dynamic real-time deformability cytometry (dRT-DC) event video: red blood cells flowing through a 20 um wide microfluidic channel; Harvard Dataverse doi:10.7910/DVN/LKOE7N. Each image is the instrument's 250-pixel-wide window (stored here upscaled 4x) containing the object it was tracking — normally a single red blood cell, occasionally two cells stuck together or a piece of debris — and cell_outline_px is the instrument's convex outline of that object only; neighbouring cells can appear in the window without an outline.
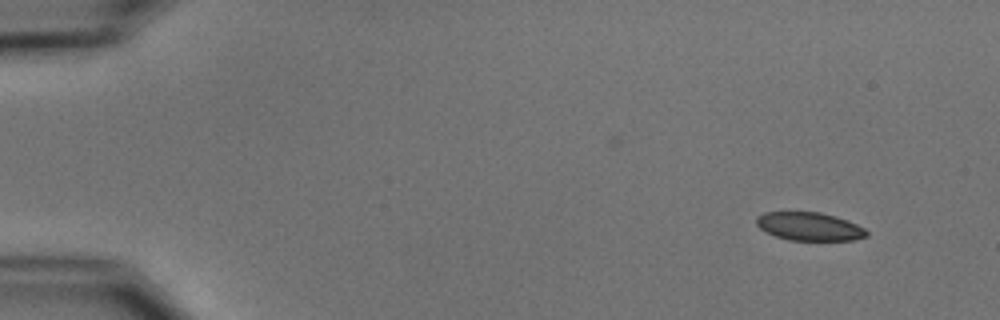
{"species": "common noctule bat (a hibernating species)", "species_latin": "Nyctalus noctula", "temperature_condition": "cold", "stored_images_in_passage": 3, "camera_frame_rate_fps": 3000, "um_per_image_px": 0.085, "animal": {"sex": "male", "body_mass_g": 15.6}, "frame": {"image": 1, "passage_image": 1, "time_ms": 0.0, "image_size_px": [1000, 320], "cell_outline_px": [[868, 236], [852, 240], [788, 240], [776, 236], [760, 228], [756, 224], [756, 216], [764, 212], [820, 212], [836, 216], [848, 220], [864, 228], [868, 232]], "centroid_in_image_um": [68.8, 19.24], "position_along_channel_um": 16.2, "area_um2": 18.15}}